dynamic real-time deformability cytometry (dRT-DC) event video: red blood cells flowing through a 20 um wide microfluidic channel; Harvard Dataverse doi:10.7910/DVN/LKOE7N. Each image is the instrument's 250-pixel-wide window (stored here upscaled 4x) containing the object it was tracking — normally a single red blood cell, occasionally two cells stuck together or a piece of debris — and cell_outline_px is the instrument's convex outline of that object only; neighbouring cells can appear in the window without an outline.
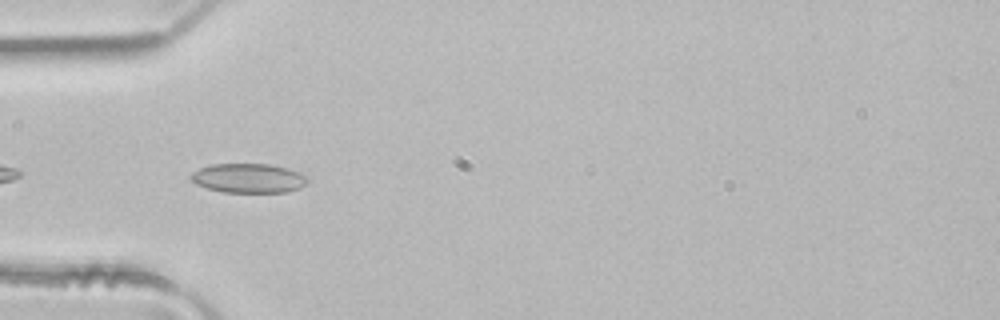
{"species": "common noctule bat (a hibernating species)", "species_latin": "Nyctalus noctula", "temperature_condition": "room temperature", "stored_images_in_passage": 4, "camera_frame_rate_fps": 3000, "um_per_image_px": 0.085, "animal": {"sex": "male", "body_mass_g": 21.5, "forearm_length_mm": 52.0}, "frame": {"image": 1, "passage_image": 3, "time_ms": 0.667, "image_size_px": [1000, 320], "cell_outline_px": [[308, 180], [300, 188], [288, 192], [224, 192], [208, 188], [196, 184], [188, 176], [192, 172], [200, 168], [212, 164], [268, 164], [288, 168], [300, 172], [308, 176]], "centroid_in_image_um": [21.14, 15.14], "position_along_channel_um": 63.9, "area_um2": 20.0}}
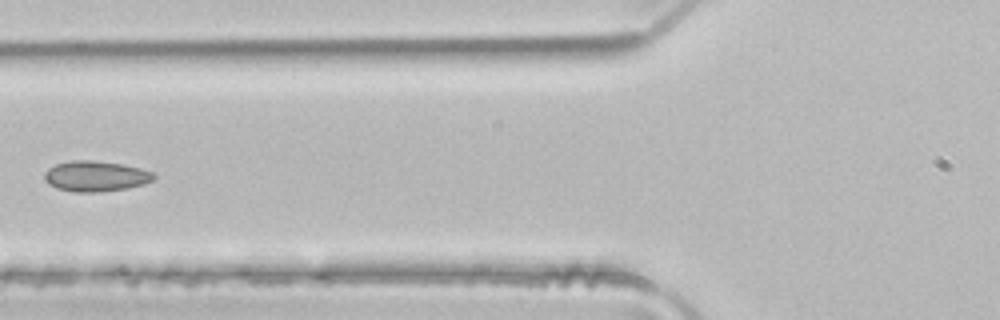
{"frame": {"image": 2, "passage_image": 4, "time_ms": 1.0, "image_size_px": [1000, 320], "cell_outline_px": [[156, 176], [152, 180], [144, 184], [128, 188], [100, 192], [76, 192], [56, 188], [48, 184], [44, 180], [44, 172], [48, 168], [56, 164], [72, 160], [92, 160], [120, 164], [140, 168], [152, 172]], "centroid_in_image_um": [8.1, 14.98], "position_along_channel_um": 117.7, "area_um2": 19.48}}